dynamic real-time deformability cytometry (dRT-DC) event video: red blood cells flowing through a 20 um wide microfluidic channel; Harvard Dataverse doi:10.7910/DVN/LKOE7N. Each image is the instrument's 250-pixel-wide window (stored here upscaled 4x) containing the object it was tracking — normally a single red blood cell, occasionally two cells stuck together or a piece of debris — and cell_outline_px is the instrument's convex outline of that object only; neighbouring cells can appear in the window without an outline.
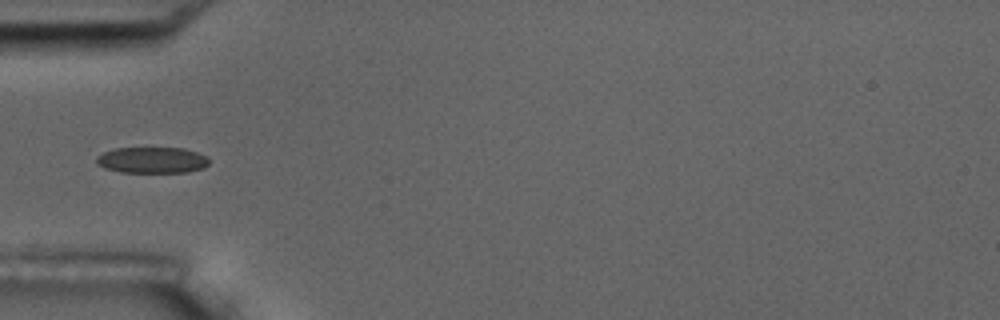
{"species": "common noctule bat (a hibernating species)", "species_latin": "Nyctalus noctula", "temperature_condition": "room temperature", "stored_images_in_passage": 6, "camera_frame_rate_fps": 3000, "um_per_image_px": 0.085, "animal": {"sex": "male", "body_mass_g": 17.5, "forearm_length_mm": 52.3}, "frame": {"image": 1, "passage_image": 5, "time_ms": 5.333, "image_size_px": [1000, 320], "cell_outline_px": [[208, 164], [204, 168], [188, 172], [120, 172], [104, 168], [96, 164], [96, 156], [104, 152], [116, 148], [184, 148], [196, 152], [204, 156], [208, 160]], "centroid_in_image_um": [12.89, 13.61], "position_along_channel_um": 72.1, "area_um2": 17.11}}